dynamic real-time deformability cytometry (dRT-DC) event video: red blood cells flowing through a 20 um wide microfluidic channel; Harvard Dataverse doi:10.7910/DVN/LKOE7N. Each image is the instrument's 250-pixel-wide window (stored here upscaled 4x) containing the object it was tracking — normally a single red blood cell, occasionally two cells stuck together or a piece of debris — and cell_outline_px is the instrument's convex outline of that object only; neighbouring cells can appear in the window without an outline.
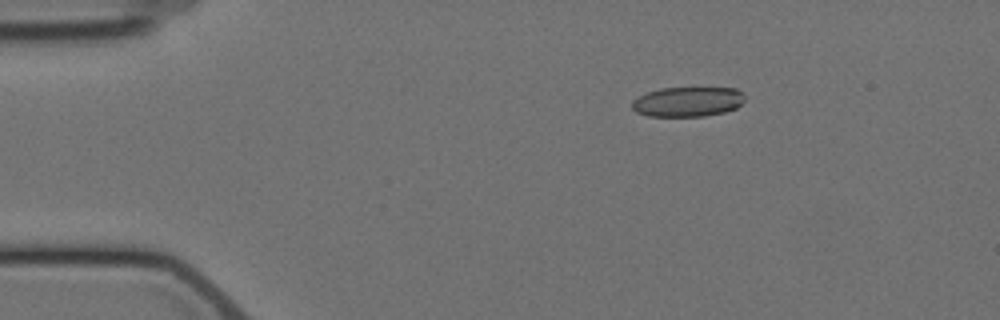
{"species": "Egyptian fruit bat (a non-hibernating species)", "species_latin": "Rousettus aegyptiacus", "temperature_condition": "cold", "stored_images_in_passage": 5, "segment_of_instrument_passage": [1, 2], "camera_frame_rate_fps": 3000, "um_per_image_px": 0.085, "animal": {"sex": "female"}, "frame": {"image": 1, "passage_image": 3, "time_ms": 2.667, "image_size_px": [1000, 320], "cell_outline_px": [[744, 100], [736, 108], [724, 112], [704, 116], [648, 116], [636, 112], [632, 108], [632, 100], [648, 92], [660, 88], [736, 88], [744, 96]], "centroid_in_image_um": [58.44, 8.65], "position_along_channel_um": 26.6, "area_um2": 19.48}}